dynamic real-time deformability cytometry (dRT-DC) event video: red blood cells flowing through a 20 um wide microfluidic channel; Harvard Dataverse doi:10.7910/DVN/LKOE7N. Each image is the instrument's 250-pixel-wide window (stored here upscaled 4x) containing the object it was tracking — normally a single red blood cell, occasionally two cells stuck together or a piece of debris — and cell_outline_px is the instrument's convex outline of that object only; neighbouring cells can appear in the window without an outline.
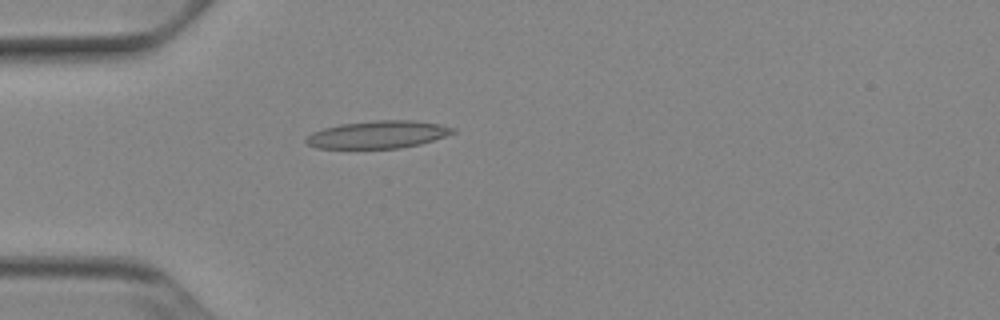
{"species": "Egyptian fruit bat (a non-hibernating species)", "species_latin": "Rousettus aegyptiacus", "temperature_condition": "cold", "stored_images_in_passage": 38, "camera_frame_rate_fps": 3000, "um_per_image_px": 0.085, "animal": {"sex": "female"}, "frame": {"image": 1, "passage_image": 1, "time_ms": 0.0, "image_size_px": [1000, 320], "cell_outline_px": [[456, 132], [420, 144], [400, 148], [316, 148], [308, 144], [304, 140], [312, 132], [324, 128], [340, 124], [376, 120], [412, 120], [440, 124], [456, 128]], "centroid_in_image_um": [32.13, 11.43], "position_along_channel_um": 52.9, "area_um2": 23.47}}
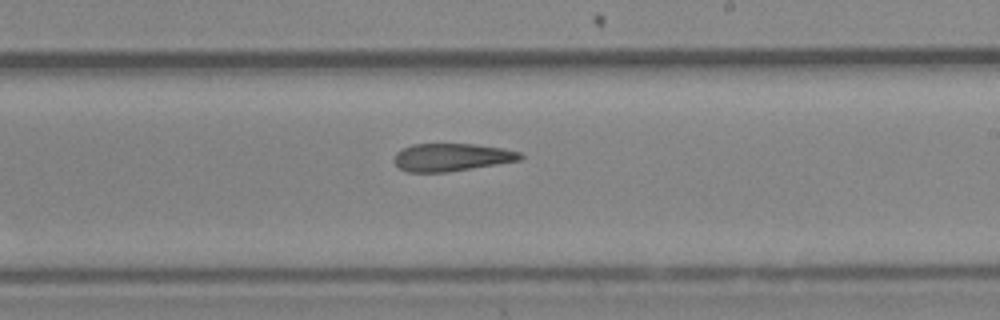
{"frame": {"image": 2, "passage_image": 17, "time_ms": 5.333, "image_size_px": [1000, 320], "cell_outline_px": [[524, 156], [520, 160], [448, 172], [408, 172], [400, 168], [392, 160], [396, 152], [412, 144], [476, 144], [500, 148], [520, 152]], "centroid_in_image_um": [38.36, 13.36], "position_along_channel_um": 250.6, "area_um2": 20.29}}
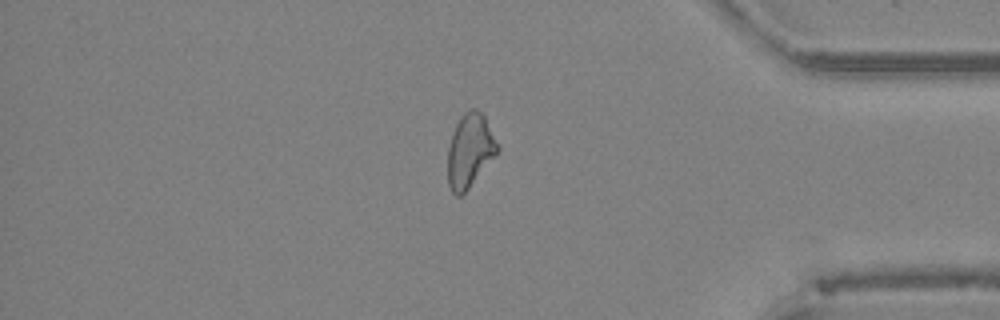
{"frame": {"image": 3, "passage_image": 30, "time_ms": 9.667, "image_size_px": [1000, 320], "cell_outline_px": [[500, 148], [468, 188], [460, 196], [456, 196], [452, 192], [448, 184], [448, 148], [456, 124], [460, 116], [464, 112], [472, 108], [476, 108], [484, 116]], "centroid_in_image_um": [39.91, 12.78], "position_along_channel_um": 395.3, "area_um2": 20.81}, "authors_computed_cell_mechanics": {"area_um2": 21.4438, "velocity_mm_per_s": 3.9039, "shape_relaxation_time_tau1_ms": 9.2167, "shape_relaxation_time_tau2_ms": 9.5538, "deformation_change_tau1": 0.2148, "deformation_change_tau2": 0.24}}